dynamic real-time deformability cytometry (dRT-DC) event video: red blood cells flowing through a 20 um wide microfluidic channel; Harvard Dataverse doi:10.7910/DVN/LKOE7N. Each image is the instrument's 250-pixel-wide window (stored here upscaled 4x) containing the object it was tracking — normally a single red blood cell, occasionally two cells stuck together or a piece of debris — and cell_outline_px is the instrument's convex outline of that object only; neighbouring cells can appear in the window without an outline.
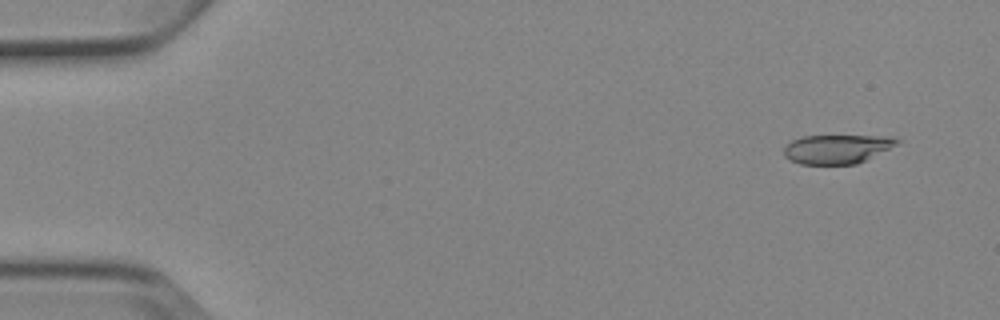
{"species": "Egyptian fruit bat (a non-hibernating species)", "species_latin": "Rousettus aegyptiacus", "temperature_condition": "cold", "stored_images_in_passage": 6, "camera_frame_rate_fps": 3000, "um_per_image_px": 0.085, "animal": {"sex": "female"}, "frame": {"image": 1, "passage_image": 2, "time_ms": 1.0, "image_size_px": [1000, 320], "cell_outline_px": [[900, 144], [856, 164], [800, 164], [784, 156], [784, 148], [792, 140], [804, 136], [892, 136], [900, 140]], "centroid_in_image_um": [71.18, 12.66], "position_along_channel_um": 13.8, "area_um2": 19.07}}
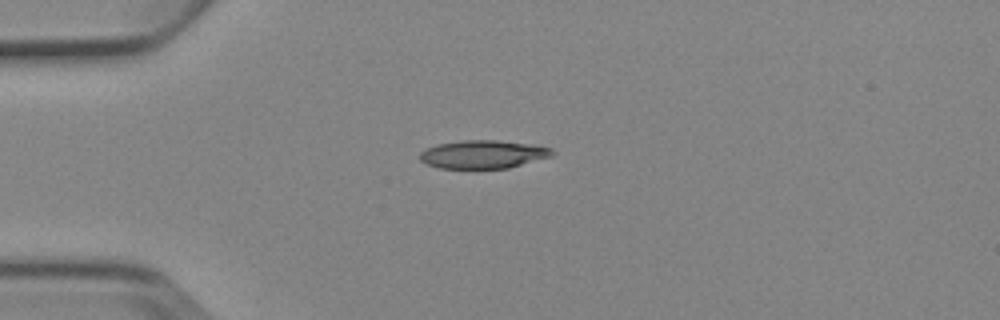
{"frame": {"image": 2, "passage_image": 4, "time_ms": 4.333, "image_size_px": [1000, 320], "cell_outline_px": [[556, 152], [552, 156], [508, 168], [440, 168], [428, 164], [420, 160], [420, 152], [424, 148], [436, 144], [460, 140], [496, 140], [528, 144], [552, 148]], "centroid_in_image_um": [41.04, 13.11], "position_along_channel_um": 44.0, "area_um2": 21.73}}
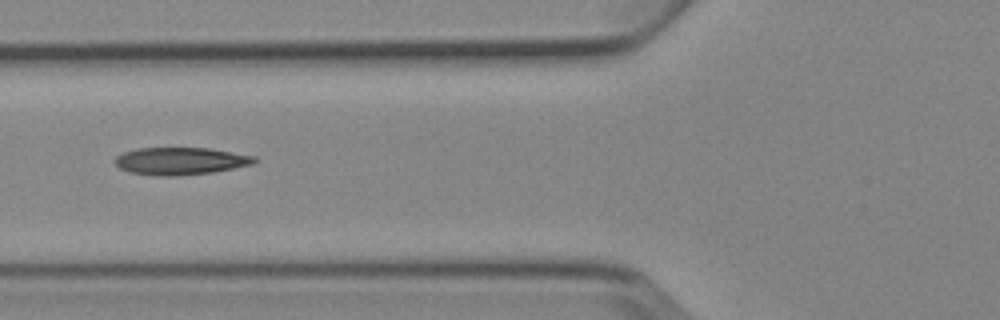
{"frame": {"image": 3, "passage_image": 6, "time_ms": 6.667, "image_size_px": [1000, 320], "cell_outline_px": [[260, 160], [252, 164], [212, 172], [176, 176], [156, 176], [132, 172], [120, 168], [116, 164], [116, 156], [124, 152], [136, 148], [208, 148], [256, 156]], "centroid_in_image_um": [15.37, 13.68], "position_along_channel_um": 110.4, "area_um2": 22.14}}